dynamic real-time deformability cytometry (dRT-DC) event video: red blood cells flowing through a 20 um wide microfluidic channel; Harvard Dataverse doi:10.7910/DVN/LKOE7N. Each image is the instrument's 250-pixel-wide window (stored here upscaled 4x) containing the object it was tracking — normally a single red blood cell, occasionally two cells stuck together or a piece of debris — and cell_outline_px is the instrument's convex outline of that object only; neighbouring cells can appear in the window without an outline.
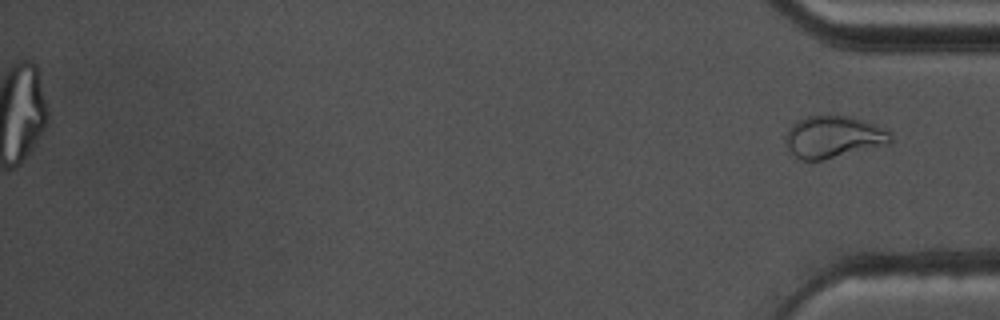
{"species": "common noctule bat (a hibernating species)", "species_latin": "Nyctalus noctula", "temperature_condition": "warm", "stored_images_in_passage": 49, "segment_of_instrument_passage": [2, 2], "camera_frame_rate_fps": 3000, "um_per_image_px": 0.085, "animal": {"sex": "male", "body_mass_g": 17.5, "forearm_length_mm": 52.3}, "frame": {"image": 1, "passage_image": 49, "time_ms": 16.0, "image_size_px": [1000, 320], "cell_outline_px": [[892, 140], [888, 144], [820, 160], [800, 160], [788, 148], [784, 140], [788, 128], [796, 120], [808, 116], [848, 116], [872, 124], [892, 132]], "centroid_in_image_um": [70.8, 11.63], "position_along_channel_um": 364.4, "area_um2": 25.32}}